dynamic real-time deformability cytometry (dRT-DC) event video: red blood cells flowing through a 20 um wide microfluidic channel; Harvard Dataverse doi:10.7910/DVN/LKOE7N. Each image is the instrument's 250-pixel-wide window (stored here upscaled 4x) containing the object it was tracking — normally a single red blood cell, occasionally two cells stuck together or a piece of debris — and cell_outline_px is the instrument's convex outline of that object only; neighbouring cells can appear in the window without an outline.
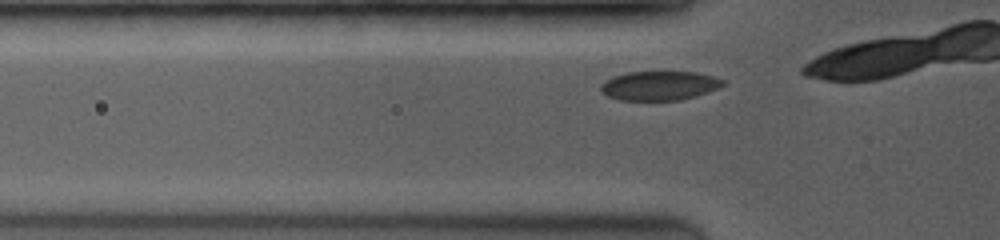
{"species": "common noctule bat (a hibernating species)", "species_latin": "Nyctalus noctula", "temperature_condition": "room temperature", "stored_images_in_passage": 5, "camera_frame_rate_fps": 3500, "um_per_image_px": 0.085, "animal": {"sex": "female", "body_mass_g": 19.0, "forearm_length_mm": 53.3}, "frame": {"image": 1, "passage_image": 2, "time_ms": 0.286, "image_size_px": [1000, 240], "cell_outline_px": [[724, 84], [716, 88], [696, 96], [680, 100], [620, 100], [608, 96], [600, 92], [600, 84], [604, 80], [612, 76], [628, 72], [696, 72], [712, 76], [724, 80]], "centroid_in_image_um": [55.98, 7.28], "position_along_channel_um": 69.8, "area_um2": 20.75}}